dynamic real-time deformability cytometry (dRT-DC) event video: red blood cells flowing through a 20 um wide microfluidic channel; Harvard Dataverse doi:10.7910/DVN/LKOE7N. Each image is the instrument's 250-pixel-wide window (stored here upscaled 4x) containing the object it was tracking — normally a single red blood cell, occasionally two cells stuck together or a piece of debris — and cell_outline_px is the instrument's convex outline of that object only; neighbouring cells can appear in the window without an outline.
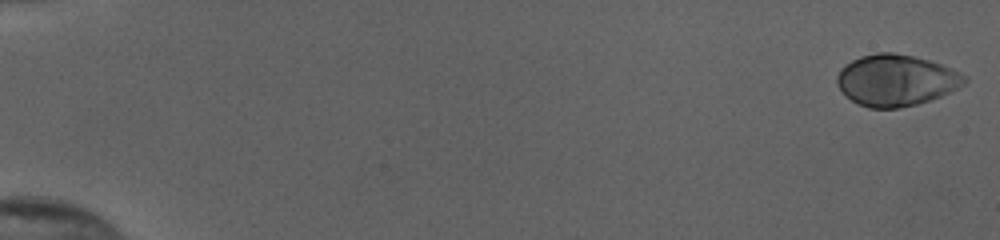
{"species": "human", "species_latin": "Homo sapiens", "temperature_condition": "cold", "stored_images_in_passage": 54, "camera_frame_rate_fps": 3000, "um_per_image_px": 0.085, "donor": {"sex": "female"}, "frame": {"image": 1, "passage_image": 1, "time_ms": 0.0, "image_size_px": [1000, 240], "cell_outline_px": [[968, 80], [964, 84], [940, 96], [916, 104], [896, 108], [868, 108], [852, 100], [836, 84], [836, 76], [840, 68], [852, 60], [860, 56], [876, 52], [892, 52], [912, 56], [928, 60], [952, 68], [968, 76]], "centroid_in_image_um": [76.16, 6.8], "position_along_channel_um": 8.8, "area_um2": 37.97}}
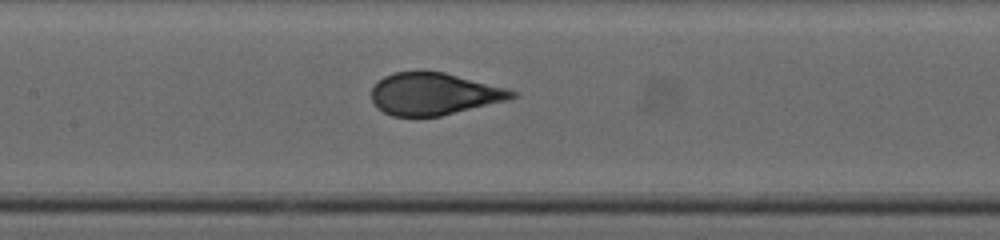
{"frame": {"image": 2, "passage_image": 28, "time_ms": 9.0, "image_size_px": [1000, 240], "cell_outline_px": [[516, 96], [508, 100], [440, 116], [392, 116], [376, 108], [372, 100], [372, 88], [384, 76], [392, 72], [444, 72], [508, 88], [516, 92]], "centroid_in_image_um": [36.89, 7.99], "position_along_channel_um": 170.5, "area_um2": 34.28}}
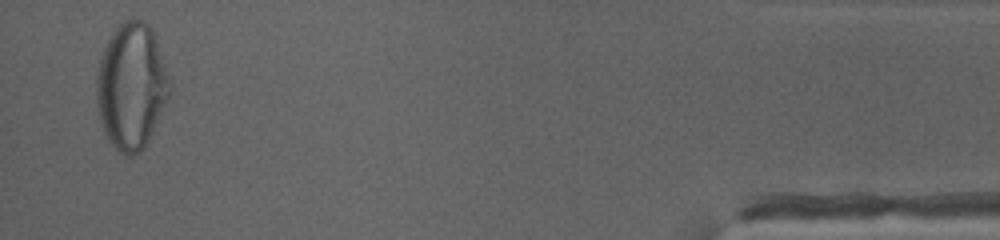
{"frame": {"image": 3, "passage_image": 53, "time_ms": 17.333, "image_size_px": [1000, 240], "cell_outline_px": [[172, 88], [148, 140], [144, 148], [140, 152], [132, 156], [128, 156], [120, 152], [108, 140], [104, 132], [100, 120], [96, 104], [96, 76], [100, 56], [104, 44], [112, 32], [124, 20], [132, 16], [148, 24], [152, 28], [172, 84]], "centroid_in_image_um": [11.15, 7.29], "position_along_channel_um": 424.1, "area_um2": 54.04}, "authors_computed_cell_mechanics": {"area_um2": 36.5007, "velocity_mm_per_s": 3.8579, "shape_relaxation_time_tau1_ms": 4.6692, "shape_relaxation_time_tau2_ms": null, "deformation_change_tau1": 0.2258, "deformation_change_tau2": null}}